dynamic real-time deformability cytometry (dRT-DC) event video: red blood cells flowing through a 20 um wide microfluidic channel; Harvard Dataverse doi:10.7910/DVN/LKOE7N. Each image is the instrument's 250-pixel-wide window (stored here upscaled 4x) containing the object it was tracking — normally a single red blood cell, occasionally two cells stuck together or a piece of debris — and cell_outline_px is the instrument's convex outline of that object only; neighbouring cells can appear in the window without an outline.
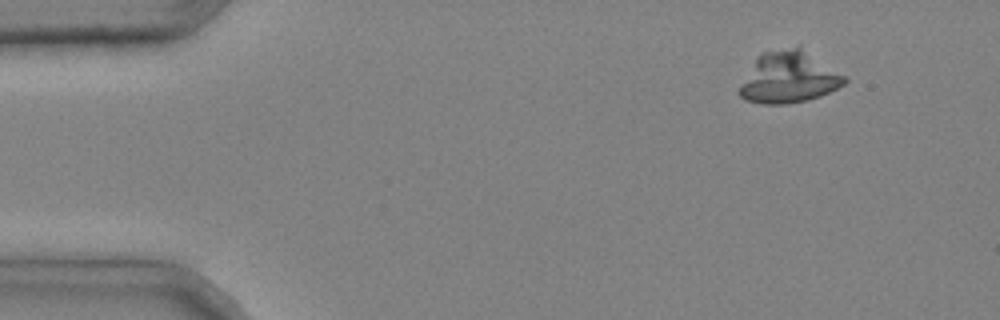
{"species": "common noctule bat (a hibernating species)", "species_latin": "Nyctalus noctula", "temperature_condition": "cold", "stored_images_in_passage": 4, "camera_frame_rate_fps": 3000, "um_per_image_px": 0.085, "animal": {"sex": "male", "body_mass_g": 20.4}, "frame": {"image": 1, "passage_image": 1, "time_ms": 0.0, "image_size_px": [1000, 320], "cell_outline_px": [[848, 80], [844, 84], [820, 96], [808, 100], [784, 104], [764, 104], [744, 100], [736, 92], [756, 56], [764, 52], [796, 44], [800, 44], [844, 76]], "centroid_in_image_um": [67.02, 6.55], "position_along_channel_um": 18.0, "area_um2": 31.96}}
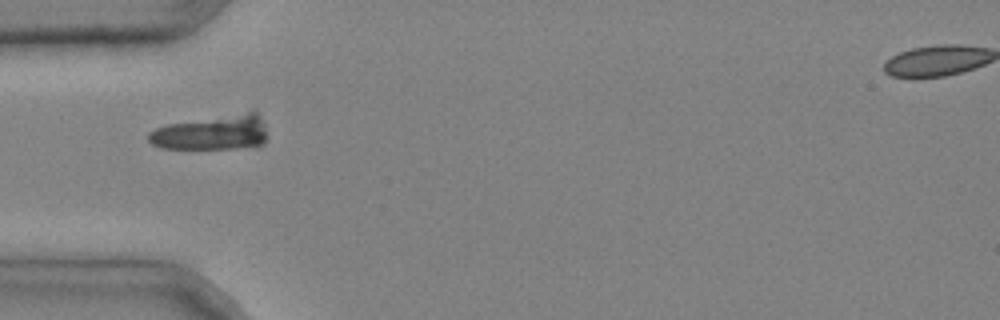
{"frame": {"image": 2, "passage_image": 4, "time_ms": 1.0, "image_size_px": [1000, 320], "cell_outline_px": [[268, 136], [264, 144], [256, 148], [160, 148], [152, 144], [148, 140], [148, 132], [156, 128], [168, 124], [252, 108], [256, 108], [264, 124]], "centroid_in_image_um": [18.14, 11.22], "position_along_channel_um": 66.9, "area_um2": 25.26}}